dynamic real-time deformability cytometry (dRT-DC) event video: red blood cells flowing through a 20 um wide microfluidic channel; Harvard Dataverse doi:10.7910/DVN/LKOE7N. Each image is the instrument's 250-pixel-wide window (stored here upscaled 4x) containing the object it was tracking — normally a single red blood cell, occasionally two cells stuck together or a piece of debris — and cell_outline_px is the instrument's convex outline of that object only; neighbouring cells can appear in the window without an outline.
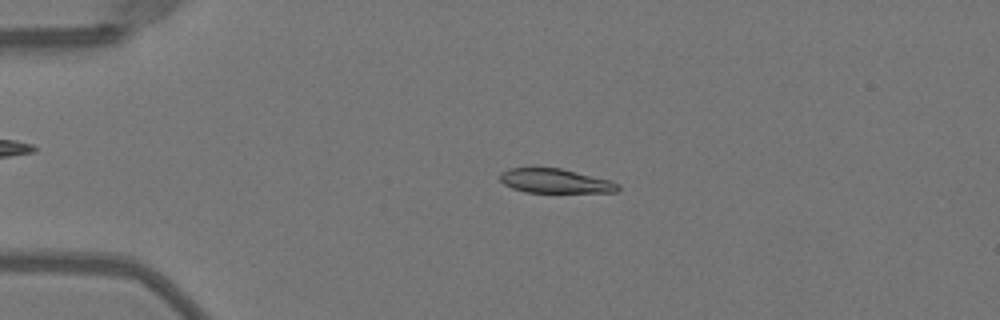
{"species": "Egyptian fruit bat (a non-hibernating species)", "species_latin": "Rousettus aegyptiacus", "temperature_condition": "warm", "stored_images_in_passage": 50, "camera_frame_rate_fps": 3000, "um_per_image_px": 0.085, "animal": {"sex": "female"}, "frame": {"image": 1, "passage_image": 11, "time_ms": 3.333, "image_size_px": [1000, 320], "cell_outline_px": [[620, 188], [616, 192], [524, 192], [512, 188], [504, 184], [500, 180], [500, 172], [508, 168], [560, 168], [608, 180], [620, 184]], "centroid_in_image_um": [47.15, 15.38], "position_along_channel_um": 37.8, "area_um2": 16.53}}
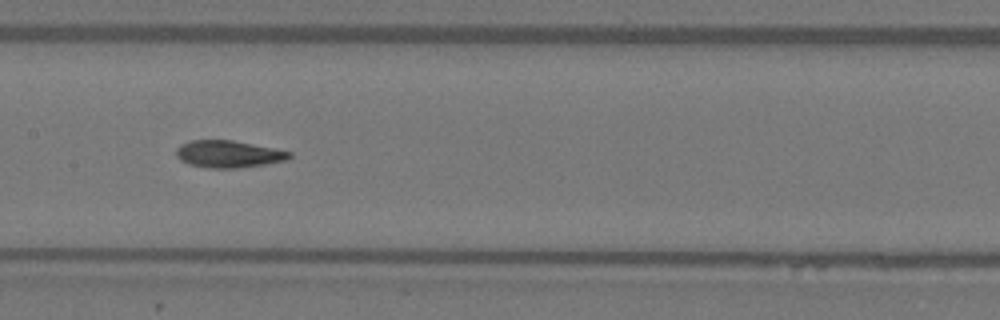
{"frame": {"image": 2, "passage_image": 25, "time_ms": 8.0, "image_size_px": [1000, 320], "cell_outline_px": [[292, 156], [288, 160], [240, 168], [208, 168], [188, 164], [180, 160], [176, 156], [176, 148], [180, 144], [192, 140], [232, 140], [292, 152]], "centroid_in_image_um": [19.4, 13.1], "position_along_channel_um": 188.0, "area_um2": 17.92}}
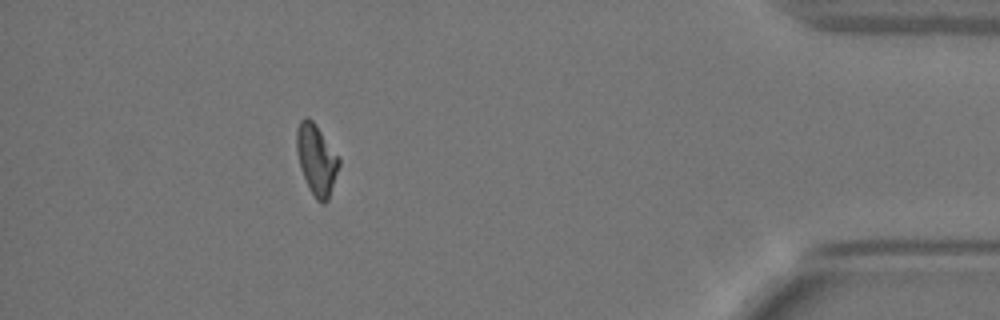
{"frame": {"image": 3, "passage_image": 45, "time_ms": 14.667, "image_size_px": [1000, 320], "cell_outline_px": [[340, 164], [328, 200], [324, 204], [320, 204], [316, 200], [300, 168], [296, 152], [296, 128], [300, 120], [304, 116], [308, 116], [312, 120], [340, 160]], "centroid_in_image_um": [26.87, 13.56], "position_along_channel_um": 408.3, "area_um2": 17.17}, "authors_computed_cell_mechanics": {"area_um2": 17.629, "velocity_mm_per_s": 4.0454, "shape_relaxation_time_tau1_ms": 7.7332, "shape_relaxation_time_tau2_ms": 2.2798, "deformation_change_tau1": 0.2359, "deformation_change_tau2": 0.0683}}